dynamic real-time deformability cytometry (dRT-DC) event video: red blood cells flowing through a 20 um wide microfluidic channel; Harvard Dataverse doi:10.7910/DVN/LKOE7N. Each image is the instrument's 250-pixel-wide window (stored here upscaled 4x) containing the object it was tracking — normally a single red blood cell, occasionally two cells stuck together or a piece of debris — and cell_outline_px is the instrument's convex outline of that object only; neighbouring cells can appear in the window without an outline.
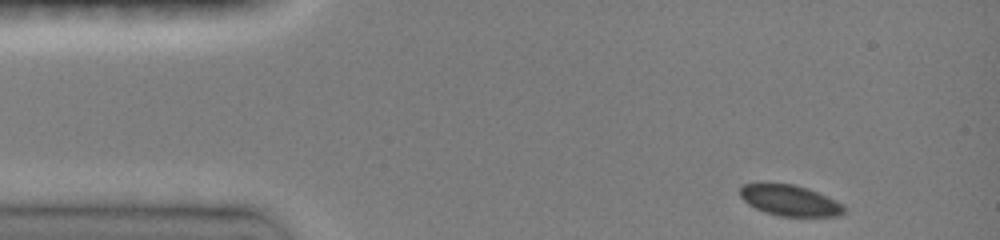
{"species": "common noctule bat (a hibernating species)", "species_latin": "Nyctalus noctula", "temperature_condition": "room temperature", "stored_images_in_passage": 54, "camera_frame_rate_fps": 3000, "um_per_image_px": 0.085, "animal": {"sex": "female", "body_mass_g": 19.0, "forearm_length_mm": 51.5}, "frame": {"image": 1, "passage_image": 1, "time_ms": 0.0, "image_size_px": [1000, 240], "cell_outline_px": [[844, 212], [836, 216], [780, 216], [764, 212], [748, 204], [740, 196], [740, 188], [744, 184], [792, 184], [808, 188], [836, 200], [844, 204]], "centroid_in_image_um": [67.15, 17.04], "position_along_channel_um": 17.9, "area_um2": 18.5}}
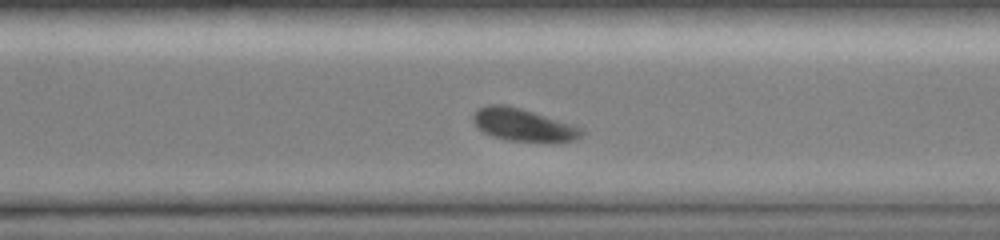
{"frame": {"image": 2, "passage_image": 39, "time_ms": 9.667, "image_size_px": [1000, 240], "cell_outline_px": [[584, 132], [576, 140], [508, 140], [492, 136], [484, 132], [472, 120], [472, 116], [480, 108], [488, 104], [504, 104], [520, 108], [572, 124], [584, 128]], "centroid_in_image_um": [44.45, 10.58], "position_along_channel_um": 326.1, "area_um2": 19.88}}
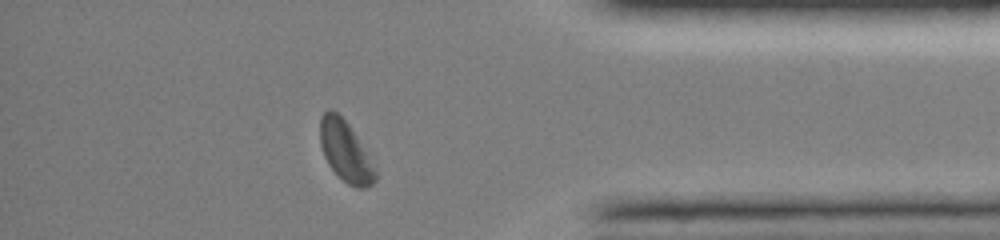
{"frame": {"image": 3, "passage_image": 49, "time_ms": 12.0, "image_size_px": [1000, 240], "cell_outline_px": [[376, 180], [372, 184], [364, 188], [356, 188], [348, 184], [328, 164], [324, 156], [320, 144], [320, 116], [328, 108], [332, 108], [348, 124], [376, 172]], "centroid_in_image_um": [29.3, 12.85], "position_along_channel_um": 405.9, "area_um2": 18.79}, "authors_computed_cell_mechanics": {"area_um2": 21.0681, "velocity_mm_per_s": 4.0, "shape_relaxation_time_tau1_ms": 2.5809, "shape_relaxation_time_tau2_ms": null, "deformation_change_tau1": 0.0977, "deformation_change_tau2": null}}